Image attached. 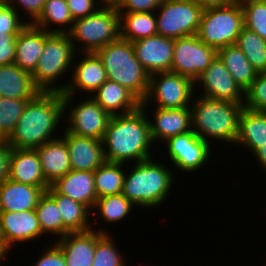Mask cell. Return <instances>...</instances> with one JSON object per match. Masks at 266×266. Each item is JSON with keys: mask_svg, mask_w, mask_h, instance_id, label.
<instances>
[{"mask_svg": "<svg viewBox=\"0 0 266 266\" xmlns=\"http://www.w3.org/2000/svg\"><path fill=\"white\" fill-rule=\"evenodd\" d=\"M58 239L56 244L63 252L67 266L92 265L97 243L96 229L69 232L66 236Z\"/></svg>", "mask_w": 266, "mask_h": 266, "instance_id": "cell-22", "label": "cell"}, {"mask_svg": "<svg viewBox=\"0 0 266 266\" xmlns=\"http://www.w3.org/2000/svg\"><path fill=\"white\" fill-rule=\"evenodd\" d=\"M90 96L111 116L127 114L141 106L131 91L109 79Z\"/></svg>", "mask_w": 266, "mask_h": 266, "instance_id": "cell-23", "label": "cell"}, {"mask_svg": "<svg viewBox=\"0 0 266 266\" xmlns=\"http://www.w3.org/2000/svg\"><path fill=\"white\" fill-rule=\"evenodd\" d=\"M18 11L5 0L0 4V31L7 34H19L27 25ZM24 21V22H23Z\"/></svg>", "mask_w": 266, "mask_h": 266, "instance_id": "cell-41", "label": "cell"}, {"mask_svg": "<svg viewBox=\"0 0 266 266\" xmlns=\"http://www.w3.org/2000/svg\"><path fill=\"white\" fill-rule=\"evenodd\" d=\"M11 146L7 139L0 138V185L9 179Z\"/></svg>", "mask_w": 266, "mask_h": 266, "instance_id": "cell-47", "label": "cell"}, {"mask_svg": "<svg viewBox=\"0 0 266 266\" xmlns=\"http://www.w3.org/2000/svg\"><path fill=\"white\" fill-rule=\"evenodd\" d=\"M76 54L69 33L45 31V46L31 74L35 86L42 92H57L55 83L66 72H72L71 66L78 57Z\"/></svg>", "mask_w": 266, "mask_h": 266, "instance_id": "cell-6", "label": "cell"}, {"mask_svg": "<svg viewBox=\"0 0 266 266\" xmlns=\"http://www.w3.org/2000/svg\"><path fill=\"white\" fill-rule=\"evenodd\" d=\"M124 163L105 161L94 171L97 198L122 193L126 170Z\"/></svg>", "mask_w": 266, "mask_h": 266, "instance_id": "cell-33", "label": "cell"}, {"mask_svg": "<svg viewBox=\"0 0 266 266\" xmlns=\"http://www.w3.org/2000/svg\"><path fill=\"white\" fill-rule=\"evenodd\" d=\"M104 227L97 230V243L91 266H127L116 242Z\"/></svg>", "mask_w": 266, "mask_h": 266, "instance_id": "cell-37", "label": "cell"}, {"mask_svg": "<svg viewBox=\"0 0 266 266\" xmlns=\"http://www.w3.org/2000/svg\"><path fill=\"white\" fill-rule=\"evenodd\" d=\"M203 9L211 7H224L238 3V0H197Z\"/></svg>", "mask_w": 266, "mask_h": 266, "instance_id": "cell-48", "label": "cell"}, {"mask_svg": "<svg viewBox=\"0 0 266 266\" xmlns=\"http://www.w3.org/2000/svg\"><path fill=\"white\" fill-rule=\"evenodd\" d=\"M217 55L218 51L201 41L197 34L174 39L171 72L195 82Z\"/></svg>", "mask_w": 266, "mask_h": 266, "instance_id": "cell-12", "label": "cell"}, {"mask_svg": "<svg viewBox=\"0 0 266 266\" xmlns=\"http://www.w3.org/2000/svg\"><path fill=\"white\" fill-rule=\"evenodd\" d=\"M99 2H101L104 5V0H99Z\"/></svg>", "mask_w": 266, "mask_h": 266, "instance_id": "cell-54", "label": "cell"}, {"mask_svg": "<svg viewBox=\"0 0 266 266\" xmlns=\"http://www.w3.org/2000/svg\"><path fill=\"white\" fill-rule=\"evenodd\" d=\"M35 149L40 158L43 175L49 184L72 170L68 147L61 136Z\"/></svg>", "mask_w": 266, "mask_h": 266, "instance_id": "cell-26", "label": "cell"}, {"mask_svg": "<svg viewBox=\"0 0 266 266\" xmlns=\"http://www.w3.org/2000/svg\"><path fill=\"white\" fill-rule=\"evenodd\" d=\"M45 46V30L28 24L16 37L14 64L33 73Z\"/></svg>", "mask_w": 266, "mask_h": 266, "instance_id": "cell-25", "label": "cell"}, {"mask_svg": "<svg viewBox=\"0 0 266 266\" xmlns=\"http://www.w3.org/2000/svg\"><path fill=\"white\" fill-rule=\"evenodd\" d=\"M8 252H10L6 247H0V266H2L4 259L6 258Z\"/></svg>", "mask_w": 266, "mask_h": 266, "instance_id": "cell-50", "label": "cell"}, {"mask_svg": "<svg viewBox=\"0 0 266 266\" xmlns=\"http://www.w3.org/2000/svg\"><path fill=\"white\" fill-rule=\"evenodd\" d=\"M43 234L63 237V220L55 200L45 191L35 208Z\"/></svg>", "mask_w": 266, "mask_h": 266, "instance_id": "cell-36", "label": "cell"}, {"mask_svg": "<svg viewBox=\"0 0 266 266\" xmlns=\"http://www.w3.org/2000/svg\"><path fill=\"white\" fill-rule=\"evenodd\" d=\"M50 188L56 194L86 205L90 210L94 209L98 199L94 187V172L71 170L50 184Z\"/></svg>", "mask_w": 266, "mask_h": 266, "instance_id": "cell-20", "label": "cell"}, {"mask_svg": "<svg viewBox=\"0 0 266 266\" xmlns=\"http://www.w3.org/2000/svg\"><path fill=\"white\" fill-rule=\"evenodd\" d=\"M62 95L65 113L68 110V118L65 120L68 124L65 125V129L75 135L102 140L111 115L90 95L89 98L77 102L75 106L71 105L73 95H66L64 92Z\"/></svg>", "mask_w": 266, "mask_h": 266, "instance_id": "cell-11", "label": "cell"}, {"mask_svg": "<svg viewBox=\"0 0 266 266\" xmlns=\"http://www.w3.org/2000/svg\"><path fill=\"white\" fill-rule=\"evenodd\" d=\"M193 97L191 107L192 130L207 143L210 140L235 144L238 136L239 116L244 104ZM195 100V101H194Z\"/></svg>", "mask_w": 266, "mask_h": 266, "instance_id": "cell-3", "label": "cell"}, {"mask_svg": "<svg viewBox=\"0 0 266 266\" xmlns=\"http://www.w3.org/2000/svg\"><path fill=\"white\" fill-rule=\"evenodd\" d=\"M46 192L55 200L63 220V237L69 232H84L92 229L90 209L70 197L56 194L50 187Z\"/></svg>", "mask_w": 266, "mask_h": 266, "instance_id": "cell-29", "label": "cell"}, {"mask_svg": "<svg viewBox=\"0 0 266 266\" xmlns=\"http://www.w3.org/2000/svg\"><path fill=\"white\" fill-rule=\"evenodd\" d=\"M9 179L31 186L50 187L36 149L11 148Z\"/></svg>", "mask_w": 266, "mask_h": 266, "instance_id": "cell-21", "label": "cell"}, {"mask_svg": "<svg viewBox=\"0 0 266 266\" xmlns=\"http://www.w3.org/2000/svg\"><path fill=\"white\" fill-rule=\"evenodd\" d=\"M29 100L0 97V138H9Z\"/></svg>", "mask_w": 266, "mask_h": 266, "instance_id": "cell-38", "label": "cell"}, {"mask_svg": "<svg viewBox=\"0 0 266 266\" xmlns=\"http://www.w3.org/2000/svg\"><path fill=\"white\" fill-rule=\"evenodd\" d=\"M135 207V205L129 201L122 193L116 195H109L102 198H98L95 203V210L97 212L91 211V213L97 214L101 217L102 221L107 223H116L125 219L130 212ZM120 220V221H119Z\"/></svg>", "mask_w": 266, "mask_h": 266, "instance_id": "cell-35", "label": "cell"}, {"mask_svg": "<svg viewBox=\"0 0 266 266\" xmlns=\"http://www.w3.org/2000/svg\"><path fill=\"white\" fill-rule=\"evenodd\" d=\"M244 107L252 111L266 112V72L258 73L245 90Z\"/></svg>", "mask_w": 266, "mask_h": 266, "instance_id": "cell-40", "label": "cell"}, {"mask_svg": "<svg viewBox=\"0 0 266 266\" xmlns=\"http://www.w3.org/2000/svg\"><path fill=\"white\" fill-rule=\"evenodd\" d=\"M240 4L244 14V27L266 40V0H245Z\"/></svg>", "mask_w": 266, "mask_h": 266, "instance_id": "cell-39", "label": "cell"}, {"mask_svg": "<svg viewBox=\"0 0 266 266\" xmlns=\"http://www.w3.org/2000/svg\"><path fill=\"white\" fill-rule=\"evenodd\" d=\"M159 162L151 158L126 170L122 194L136 207H159L172 191L175 173Z\"/></svg>", "mask_w": 266, "mask_h": 266, "instance_id": "cell-4", "label": "cell"}, {"mask_svg": "<svg viewBox=\"0 0 266 266\" xmlns=\"http://www.w3.org/2000/svg\"><path fill=\"white\" fill-rule=\"evenodd\" d=\"M72 170L94 172L105 161L102 140L75 135L63 129Z\"/></svg>", "mask_w": 266, "mask_h": 266, "instance_id": "cell-18", "label": "cell"}, {"mask_svg": "<svg viewBox=\"0 0 266 266\" xmlns=\"http://www.w3.org/2000/svg\"><path fill=\"white\" fill-rule=\"evenodd\" d=\"M195 91V82L189 77L173 72H157L150 75L148 93L141 106H151L153 100L157 108L190 107L192 98L197 97L194 96Z\"/></svg>", "mask_w": 266, "mask_h": 266, "instance_id": "cell-9", "label": "cell"}, {"mask_svg": "<svg viewBox=\"0 0 266 266\" xmlns=\"http://www.w3.org/2000/svg\"><path fill=\"white\" fill-rule=\"evenodd\" d=\"M65 115L62 93L41 91L29 100L7 142L16 149L40 147L55 139Z\"/></svg>", "mask_w": 266, "mask_h": 266, "instance_id": "cell-2", "label": "cell"}, {"mask_svg": "<svg viewBox=\"0 0 266 266\" xmlns=\"http://www.w3.org/2000/svg\"><path fill=\"white\" fill-rule=\"evenodd\" d=\"M156 10L159 35L178 39L198 33L203 12L198 2L164 0Z\"/></svg>", "mask_w": 266, "mask_h": 266, "instance_id": "cell-10", "label": "cell"}, {"mask_svg": "<svg viewBox=\"0 0 266 266\" xmlns=\"http://www.w3.org/2000/svg\"><path fill=\"white\" fill-rule=\"evenodd\" d=\"M253 154L255 156L254 158L257 159L258 164L261 165L262 169L266 173V141L262 143V146L258 148Z\"/></svg>", "mask_w": 266, "mask_h": 266, "instance_id": "cell-49", "label": "cell"}, {"mask_svg": "<svg viewBox=\"0 0 266 266\" xmlns=\"http://www.w3.org/2000/svg\"><path fill=\"white\" fill-rule=\"evenodd\" d=\"M81 61L73 64L74 69L71 72L72 76L65 84L57 85V92L73 95L76 91L94 93L106 80L107 75L101 59L95 52L82 53ZM61 84V85H60Z\"/></svg>", "mask_w": 266, "mask_h": 266, "instance_id": "cell-15", "label": "cell"}, {"mask_svg": "<svg viewBox=\"0 0 266 266\" xmlns=\"http://www.w3.org/2000/svg\"><path fill=\"white\" fill-rule=\"evenodd\" d=\"M73 22L66 0H46L41 14L32 24L47 32L68 33L72 29ZM52 25L59 27L55 26L57 29H52L50 28Z\"/></svg>", "mask_w": 266, "mask_h": 266, "instance_id": "cell-32", "label": "cell"}, {"mask_svg": "<svg viewBox=\"0 0 266 266\" xmlns=\"http://www.w3.org/2000/svg\"><path fill=\"white\" fill-rule=\"evenodd\" d=\"M163 144L166 146L172 165L183 172H196L208 163L211 145L201 139L193 130L173 136Z\"/></svg>", "mask_w": 266, "mask_h": 266, "instance_id": "cell-13", "label": "cell"}, {"mask_svg": "<svg viewBox=\"0 0 266 266\" xmlns=\"http://www.w3.org/2000/svg\"><path fill=\"white\" fill-rule=\"evenodd\" d=\"M0 247H5L4 246V241H3V238H2V235H1V230H0Z\"/></svg>", "mask_w": 266, "mask_h": 266, "instance_id": "cell-52", "label": "cell"}, {"mask_svg": "<svg viewBox=\"0 0 266 266\" xmlns=\"http://www.w3.org/2000/svg\"><path fill=\"white\" fill-rule=\"evenodd\" d=\"M17 36L0 31V66L14 63Z\"/></svg>", "mask_w": 266, "mask_h": 266, "instance_id": "cell-44", "label": "cell"}, {"mask_svg": "<svg viewBox=\"0 0 266 266\" xmlns=\"http://www.w3.org/2000/svg\"><path fill=\"white\" fill-rule=\"evenodd\" d=\"M218 56L223 61L234 80L245 91L256 79L258 72L253 68L242 50L231 44L218 50Z\"/></svg>", "mask_w": 266, "mask_h": 266, "instance_id": "cell-31", "label": "cell"}, {"mask_svg": "<svg viewBox=\"0 0 266 266\" xmlns=\"http://www.w3.org/2000/svg\"><path fill=\"white\" fill-rule=\"evenodd\" d=\"M33 266H67L63 252L56 243L45 248Z\"/></svg>", "mask_w": 266, "mask_h": 266, "instance_id": "cell-46", "label": "cell"}, {"mask_svg": "<svg viewBox=\"0 0 266 266\" xmlns=\"http://www.w3.org/2000/svg\"><path fill=\"white\" fill-rule=\"evenodd\" d=\"M178 1H192V2H197V0H178Z\"/></svg>", "mask_w": 266, "mask_h": 266, "instance_id": "cell-53", "label": "cell"}, {"mask_svg": "<svg viewBox=\"0 0 266 266\" xmlns=\"http://www.w3.org/2000/svg\"><path fill=\"white\" fill-rule=\"evenodd\" d=\"M95 53L102 61L107 79L126 87L141 102L146 98L150 74L137 60L132 42L119 38Z\"/></svg>", "mask_w": 266, "mask_h": 266, "instance_id": "cell-5", "label": "cell"}, {"mask_svg": "<svg viewBox=\"0 0 266 266\" xmlns=\"http://www.w3.org/2000/svg\"><path fill=\"white\" fill-rule=\"evenodd\" d=\"M236 45L258 73L266 72V40L256 32L243 27Z\"/></svg>", "mask_w": 266, "mask_h": 266, "instance_id": "cell-34", "label": "cell"}, {"mask_svg": "<svg viewBox=\"0 0 266 266\" xmlns=\"http://www.w3.org/2000/svg\"><path fill=\"white\" fill-rule=\"evenodd\" d=\"M146 110V106H140L133 112L111 116L102 139L106 161L125 164L153 158L150 150L154 143Z\"/></svg>", "mask_w": 266, "mask_h": 266, "instance_id": "cell-1", "label": "cell"}, {"mask_svg": "<svg viewBox=\"0 0 266 266\" xmlns=\"http://www.w3.org/2000/svg\"><path fill=\"white\" fill-rule=\"evenodd\" d=\"M132 44L137 60L150 75L171 72L174 39L157 34L134 41Z\"/></svg>", "mask_w": 266, "mask_h": 266, "instance_id": "cell-16", "label": "cell"}, {"mask_svg": "<svg viewBox=\"0 0 266 266\" xmlns=\"http://www.w3.org/2000/svg\"><path fill=\"white\" fill-rule=\"evenodd\" d=\"M244 27L241 4L203 9L197 36L201 41L216 49L236 44Z\"/></svg>", "mask_w": 266, "mask_h": 266, "instance_id": "cell-8", "label": "cell"}, {"mask_svg": "<svg viewBox=\"0 0 266 266\" xmlns=\"http://www.w3.org/2000/svg\"><path fill=\"white\" fill-rule=\"evenodd\" d=\"M266 141V112L243 108L239 116L238 136L235 145L255 152Z\"/></svg>", "mask_w": 266, "mask_h": 266, "instance_id": "cell-28", "label": "cell"}, {"mask_svg": "<svg viewBox=\"0 0 266 266\" xmlns=\"http://www.w3.org/2000/svg\"><path fill=\"white\" fill-rule=\"evenodd\" d=\"M121 0H104V5H117Z\"/></svg>", "mask_w": 266, "mask_h": 266, "instance_id": "cell-51", "label": "cell"}, {"mask_svg": "<svg viewBox=\"0 0 266 266\" xmlns=\"http://www.w3.org/2000/svg\"><path fill=\"white\" fill-rule=\"evenodd\" d=\"M0 230L4 246L12 250L16 243H27L44 235L38 221L36 210L21 212L1 211ZM39 237V238H38Z\"/></svg>", "mask_w": 266, "mask_h": 266, "instance_id": "cell-17", "label": "cell"}, {"mask_svg": "<svg viewBox=\"0 0 266 266\" xmlns=\"http://www.w3.org/2000/svg\"><path fill=\"white\" fill-rule=\"evenodd\" d=\"M195 85L203 87L201 96L244 104L245 91L237 84L218 55L195 81Z\"/></svg>", "mask_w": 266, "mask_h": 266, "instance_id": "cell-14", "label": "cell"}, {"mask_svg": "<svg viewBox=\"0 0 266 266\" xmlns=\"http://www.w3.org/2000/svg\"><path fill=\"white\" fill-rule=\"evenodd\" d=\"M164 0H121L117 5L118 12H153Z\"/></svg>", "mask_w": 266, "mask_h": 266, "instance_id": "cell-43", "label": "cell"}, {"mask_svg": "<svg viewBox=\"0 0 266 266\" xmlns=\"http://www.w3.org/2000/svg\"><path fill=\"white\" fill-rule=\"evenodd\" d=\"M66 2L73 20L87 17L103 6L99 0H66Z\"/></svg>", "mask_w": 266, "mask_h": 266, "instance_id": "cell-42", "label": "cell"}, {"mask_svg": "<svg viewBox=\"0 0 266 266\" xmlns=\"http://www.w3.org/2000/svg\"><path fill=\"white\" fill-rule=\"evenodd\" d=\"M11 6H13L18 13L20 14L19 10H25L29 19L28 24H32L41 14L44 3L46 0H5ZM14 3V4H13ZM21 7V8H19Z\"/></svg>", "mask_w": 266, "mask_h": 266, "instance_id": "cell-45", "label": "cell"}, {"mask_svg": "<svg viewBox=\"0 0 266 266\" xmlns=\"http://www.w3.org/2000/svg\"><path fill=\"white\" fill-rule=\"evenodd\" d=\"M120 38L134 42L157 35V20L153 12H119Z\"/></svg>", "mask_w": 266, "mask_h": 266, "instance_id": "cell-30", "label": "cell"}, {"mask_svg": "<svg viewBox=\"0 0 266 266\" xmlns=\"http://www.w3.org/2000/svg\"><path fill=\"white\" fill-rule=\"evenodd\" d=\"M41 92L34 84L31 73L13 64L0 66V97L33 99Z\"/></svg>", "mask_w": 266, "mask_h": 266, "instance_id": "cell-27", "label": "cell"}, {"mask_svg": "<svg viewBox=\"0 0 266 266\" xmlns=\"http://www.w3.org/2000/svg\"><path fill=\"white\" fill-rule=\"evenodd\" d=\"M48 188L31 186L7 179L0 185L1 211L35 210L40 196Z\"/></svg>", "mask_w": 266, "mask_h": 266, "instance_id": "cell-24", "label": "cell"}, {"mask_svg": "<svg viewBox=\"0 0 266 266\" xmlns=\"http://www.w3.org/2000/svg\"><path fill=\"white\" fill-rule=\"evenodd\" d=\"M153 120L149 118L152 142L167 139L192 130L191 107L168 109L155 107ZM154 121V122H153Z\"/></svg>", "mask_w": 266, "mask_h": 266, "instance_id": "cell-19", "label": "cell"}, {"mask_svg": "<svg viewBox=\"0 0 266 266\" xmlns=\"http://www.w3.org/2000/svg\"><path fill=\"white\" fill-rule=\"evenodd\" d=\"M71 41L81 53L96 52L98 49L120 38V14L116 5H103L95 13L74 20L68 32ZM77 42L78 46L75 44Z\"/></svg>", "mask_w": 266, "mask_h": 266, "instance_id": "cell-7", "label": "cell"}]
</instances>
